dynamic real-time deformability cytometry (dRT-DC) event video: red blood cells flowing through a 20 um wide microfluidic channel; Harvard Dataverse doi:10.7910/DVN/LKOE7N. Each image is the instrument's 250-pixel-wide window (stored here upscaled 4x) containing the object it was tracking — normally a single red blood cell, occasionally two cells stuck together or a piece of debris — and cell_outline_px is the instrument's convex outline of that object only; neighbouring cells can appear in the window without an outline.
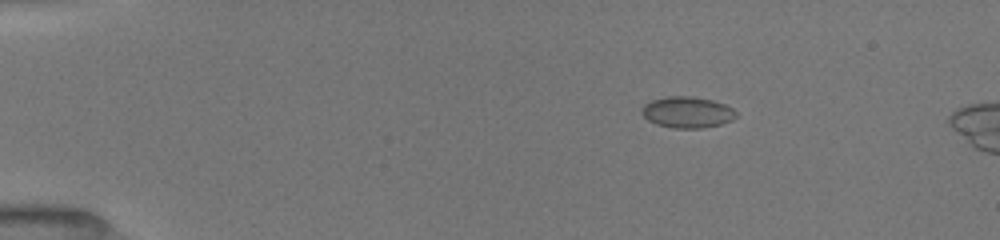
{"species": "common noctule bat (a hibernating species)", "species_latin": "Nyctalus noctula", "temperature_condition": "room temperature", "stored_images_in_passage": 34, "camera_frame_rate_fps": 3000, "um_per_image_px": 0.085, "animal": {"sex": "female", "body_mass_g": 19.5, "forearm_length_mm": 54.1}, "frame": {"image": 1, "passage_image": 6, "time_ms": 1.0, "image_size_px": [1000, 240], "cell_outline_px": [[736, 116], [732, 120], [720, 124], [700, 128], [672, 128], [656, 124], [648, 120], [644, 116], [644, 104], [652, 100], [668, 96], [688, 96], [712, 100], [724, 104], [732, 108], [736, 112]], "centroid_in_image_um": [58.43, 9.54], "position_along_channel_um": 26.6, "area_um2": 16.88}}
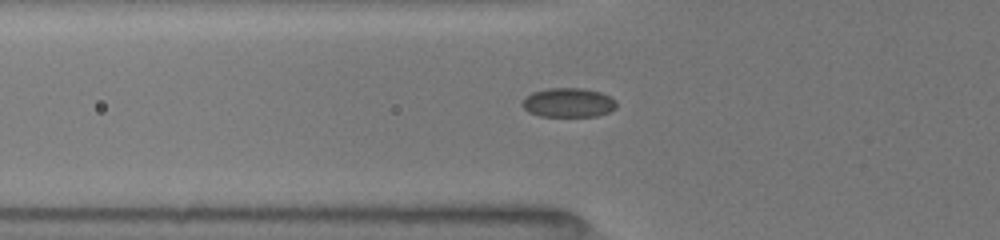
{"frame": {"image": 2, "passage_image": 26, "time_ms": 4.333, "image_size_px": [1000, 240], "cell_outline_px": [[616, 108], [608, 112], [596, 116], [540, 116], [528, 112], [520, 104], [532, 92], [548, 88], [584, 88], [600, 92], [616, 100]], "centroid_in_image_um": [48.31, 8.72], "position_along_channel_um": 77.5, "area_um2": 16.01}}
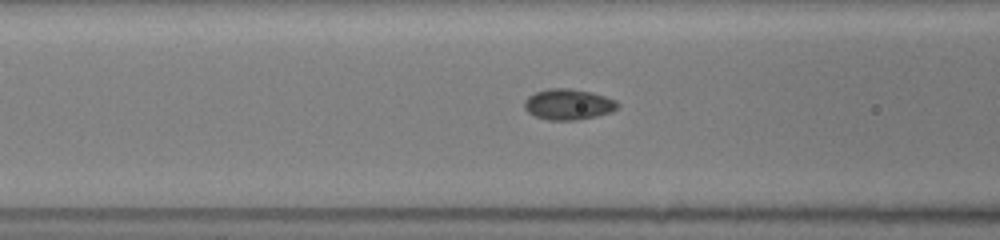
{"frame": {"image": 3, "passage_image": 31, "time_ms": 5.333, "image_size_px": [1000, 240], "cell_outline_px": [[620, 104], [612, 112], [596, 116], [576, 120], [548, 120], [536, 116], [528, 112], [524, 108], [524, 100], [528, 96], [536, 92], [548, 88], [572, 88], [592, 92], [616, 100]], "centroid_in_image_um": [48.3, 8.86], "position_along_channel_um": 118.3, "area_um2": 16.82}}